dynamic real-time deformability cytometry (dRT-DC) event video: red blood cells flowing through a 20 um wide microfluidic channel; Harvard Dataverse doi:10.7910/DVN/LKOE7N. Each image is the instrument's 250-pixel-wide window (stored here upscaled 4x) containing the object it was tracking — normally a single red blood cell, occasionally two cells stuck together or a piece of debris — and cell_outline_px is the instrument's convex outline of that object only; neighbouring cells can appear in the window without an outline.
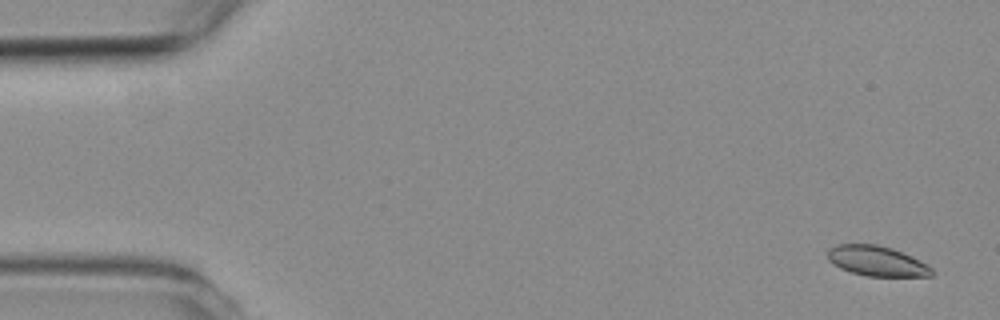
{"species": "common noctule bat (a hibernating species)", "species_latin": "Nyctalus noctula", "temperature_condition": "room temperature", "stored_images_in_passage": 6, "camera_frame_rate_fps": 3000, "um_per_image_px": 0.085, "animal": {"sex": "female", "body_mass_g": 19.3, "forearm_length_mm": 54.1}, "frame": {"image": 1, "passage_image": 1, "time_ms": 0.0, "image_size_px": [1000, 320], "cell_outline_px": [[932, 276], [868, 276], [852, 272], [840, 268], [832, 264], [828, 260], [828, 248], [836, 244], [876, 244], [892, 248], [912, 256], [932, 268]], "centroid_in_image_um": [74.49, 22.17], "position_along_channel_um": 10.5, "area_um2": 18.21}}
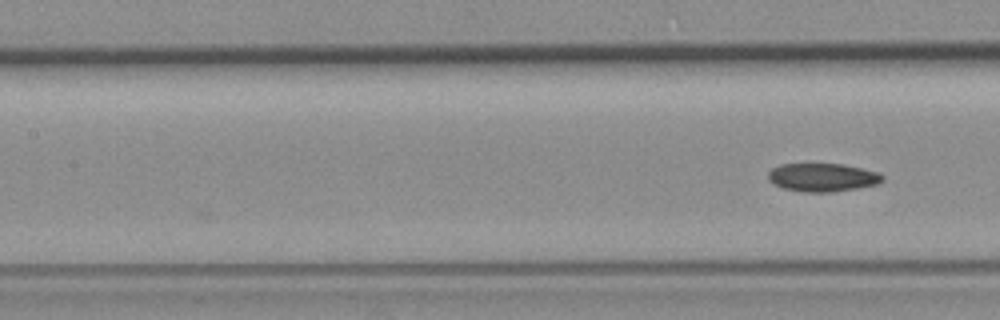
{"frame": {"image": 2, "passage_image": 6, "time_ms": 6.667, "image_size_px": [1000, 320], "cell_outline_px": [[884, 180], [876, 184], [856, 188], [832, 192], [804, 192], [784, 188], [768, 180], [768, 172], [772, 168], [780, 164], [844, 164], [876, 172], [884, 176]], "centroid_in_image_um": [69.9, 15.07], "position_along_channel_um": 137.5, "area_um2": 18.67}}